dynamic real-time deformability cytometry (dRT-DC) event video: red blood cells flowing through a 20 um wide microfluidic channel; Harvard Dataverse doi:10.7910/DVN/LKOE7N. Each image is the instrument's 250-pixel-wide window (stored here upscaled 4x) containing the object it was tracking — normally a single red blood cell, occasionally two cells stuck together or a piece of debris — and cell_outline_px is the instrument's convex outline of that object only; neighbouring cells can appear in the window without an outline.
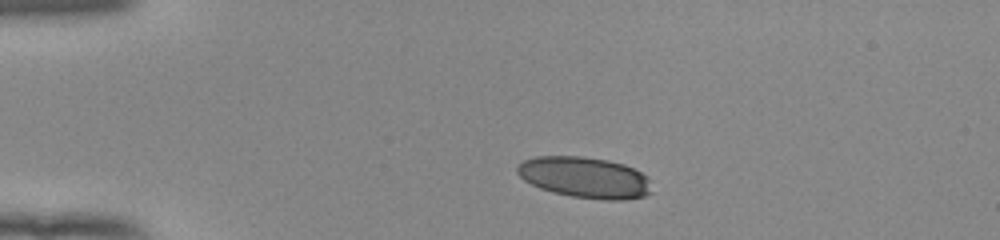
{"species": "human", "species_latin": "Homo sapiens", "temperature_condition": "room temperature", "stored_images_in_passage": 42, "camera_frame_rate_fps": 3000, "um_per_image_px": 0.085, "donor": {"sex": "female"}, "frame": {"image": 1, "passage_image": 1, "time_ms": 0.0, "image_size_px": [1000, 240], "cell_outline_px": [[656, 192], [644, 196], [624, 200], [604, 200], [572, 196], [552, 192], [540, 188], [524, 180], [516, 172], [516, 164], [524, 160], [536, 156], [580, 156], [608, 160], [624, 164], [648, 176]], "centroid_in_image_um": [49.75, 15.09], "position_along_channel_um": 35.3, "area_um2": 32.6}}
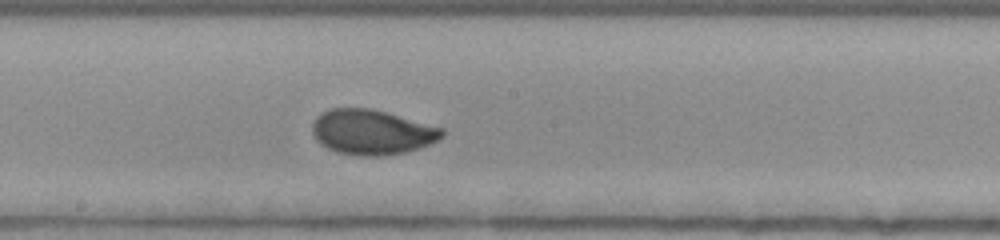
{"frame": {"image": 2, "passage_image": 19, "time_ms": 6.0, "image_size_px": [1000, 240], "cell_outline_px": [[444, 136], [428, 144], [404, 152], [384, 156], [360, 156], [336, 152], [320, 144], [316, 140], [312, 132], [312, 124], [316, 116], [320, 112], [328, 108], [372, 108], [444, 128]], "centroid_in_image_um": [31.56, 11.22], "position_along_channel_um": 216.6, "area_um2": 34.16}}
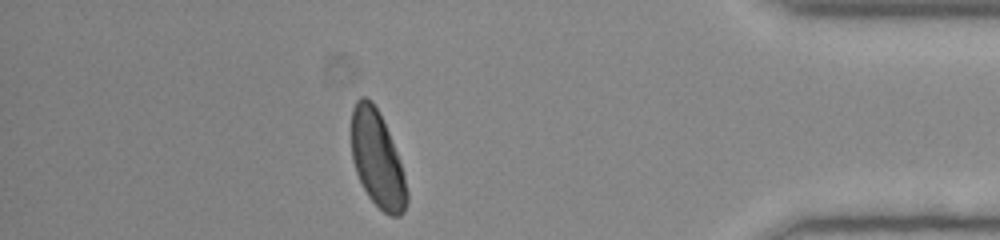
{"frame": {"image": 3, "passage_image": 36, "time_ms": 11.667, "image_size_px": [1000, 240], "cell_outline_px": [[408, 200], [404, 212], [400, 216], [388, 216], [368, 196], [356, 172], [352, 160], [352, 108], [356, 100], [360, 96], [364, 96], [372, 100], [388, 132], [396, 152], [404, 176], [408, 192]], "centroid_in_image_um": [32.06, 13.55], "position_along_channel_um": 403.1, "area_um2": 30.69}, "authors_computed_cell_mechanics": {"area_um2": 32.6281, "velocity_mm_per_s": 3.9211, "shape_relaxation_time_tau1_ms": 3.4646, "shape_relaxation_time_tau2_ms": null, "deformation_change_tau1": 0.1384, "deformation_change_tau2": null}}